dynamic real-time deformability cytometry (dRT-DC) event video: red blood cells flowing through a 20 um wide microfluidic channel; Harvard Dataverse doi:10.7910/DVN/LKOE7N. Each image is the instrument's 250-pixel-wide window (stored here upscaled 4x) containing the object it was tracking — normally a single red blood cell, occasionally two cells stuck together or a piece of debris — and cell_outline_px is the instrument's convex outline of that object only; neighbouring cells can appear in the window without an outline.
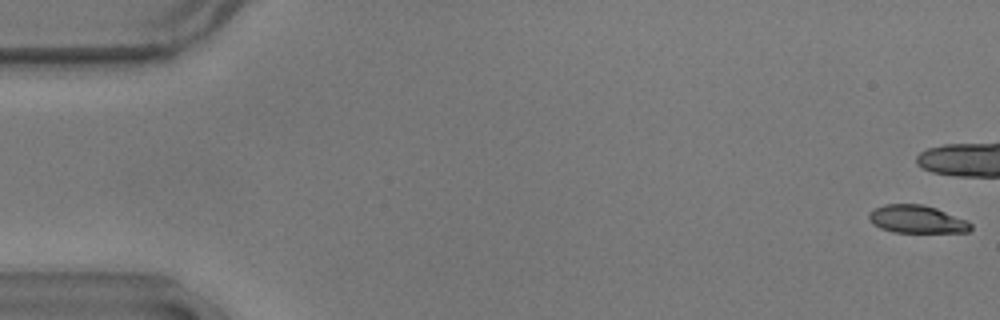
{"species": "common noctule bat (a hibernating species)", "species_latin": "Nyctalus noctula", "temperature_condition": "warm", "stored_images_in_passage": 44, "camera_frame_rate_fps": 3000, "um_per_image_px": 0.085, "animal": {"sex": "male", "body_mass_g": 17.9}, "frame": {"image": 1, "passage_image": 1, "time_ms": 0.0, "image_size_px": [1000, 320], "cell_outline_px": [[972, 228], [968, 232], [892, 232], [880, 228], [872, 224], [868, 216], [868, 212], [884, 204], [924, 204], [936, 208], [968, 220], [972, 224]], "centroid_in_image_um": [77.94, 18.63], "position_along_channel_um": 7.1, "area_um2": 16.65}}